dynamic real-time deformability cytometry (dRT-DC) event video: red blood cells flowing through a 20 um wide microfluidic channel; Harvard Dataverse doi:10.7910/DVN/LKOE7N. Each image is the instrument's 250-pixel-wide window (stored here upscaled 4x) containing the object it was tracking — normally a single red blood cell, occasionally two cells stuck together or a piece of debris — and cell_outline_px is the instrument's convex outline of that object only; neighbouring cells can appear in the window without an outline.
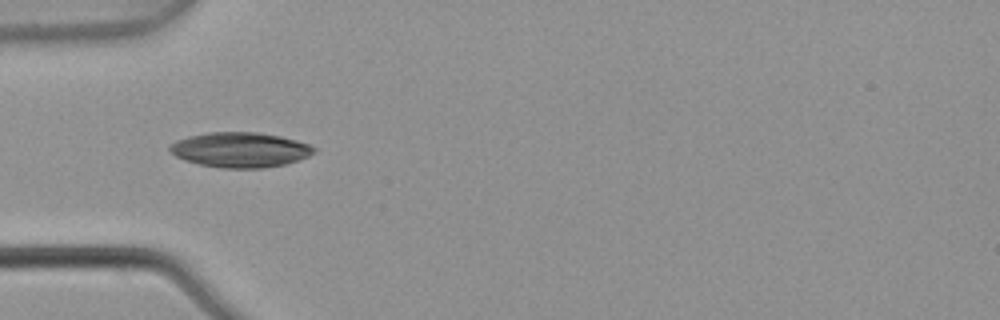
{"species": "common noctule bat (a hibernating species)", "species_latin": "Nyctalus noctula", "temperature_condition": "warm", "stored_images_in_passage": 8, "camera_frame_rate_fps": 3000, "um_per_image_px": 0.085, "animal": {"sex": "male", "body_mass_g": 21.5, "forearm_length_mm": 52.0}, "frame": {"image": 1, "passage_image": 5, "time_ms": 1.333, "image_size_px": [1000, 320], "cell_outline_px": [[316, 152], [308, 156], [284, 164], [264, 168], [224, 168], [200, 164], [184, 160], [168, 152], [168, 144], [176, 140], [188, 136], [208, 132], [256, 132], [280, 136], [296, 140], [308, 144], [316, 148]], "centroid_in_image_um": [20.37, 12.72], "position_along_channel_um": 64.6, "area_um2": 29.48}}
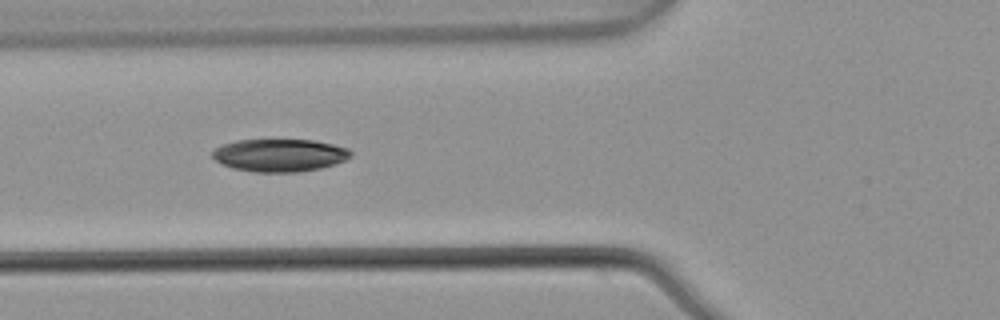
{"frame": {"image": 2, "passage_image": 6, "time_ms": 1.667, "image_size_px": [1000, 320], "cell_outline_px": [[352, 156], [336, 164], [320, 168], [300, 172], [252, 172], [232, 168], [216, 160], [212, 156], [212, 152], [216, 148], [224, 144], [236, 140], [316, 140], [348, 148], [352, 152]], "centroid_in_image_um": [23.8, 13.2], "position_along_channel_um": 102.0, "area_um2": 26.36}}
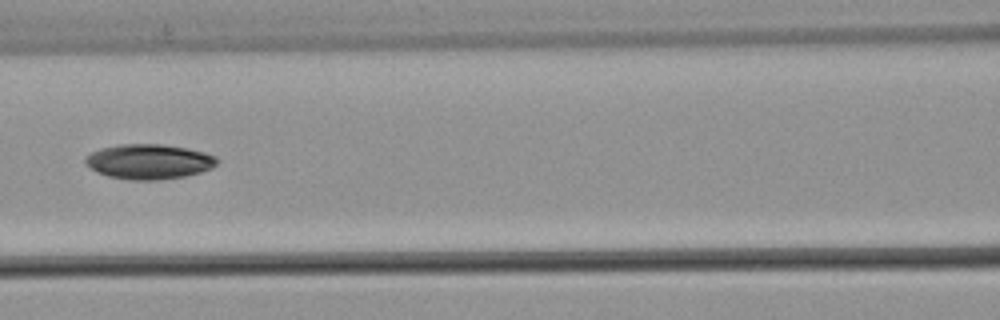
{"frame": {"image": 3, "passage_image": 7, "time_ms": 2.0, "image_size_px": [1000, 320], "cell_outline_px": [[216, 164], [212, 168], [200, 172], [184, 176], [156, 180], [128, 180], [108, 176], [96, 172], [84, 164], [84, 156], [100, 148], [120, 144], [164, 144], [188, 148], [204, 152], [216, 156]], "centroid_in_image_um": [12.61, 13.73], "position_along_channel_um": 154.0, "area_um2": 26.99}}